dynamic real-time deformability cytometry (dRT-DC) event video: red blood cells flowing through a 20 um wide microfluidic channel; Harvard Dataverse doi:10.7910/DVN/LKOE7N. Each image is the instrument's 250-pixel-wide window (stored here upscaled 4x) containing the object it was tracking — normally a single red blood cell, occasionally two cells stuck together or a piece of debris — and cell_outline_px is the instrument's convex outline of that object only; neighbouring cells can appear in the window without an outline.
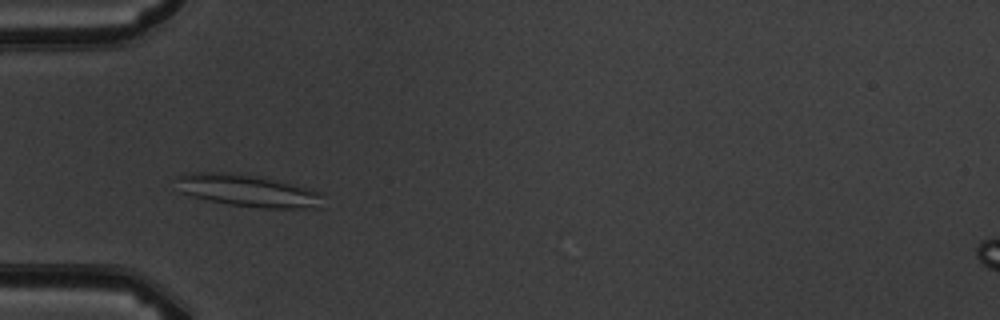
{"species": "common noctule bat (a hibernating species)", "species_latin": "Nyctalus noctula", "temperature_condition": "warm", "stored_images_in_passage": 4, "camera_frame_rate_fps": 3000, "um_per_image_px": 0.085, "animal": {"sex": "male", "body_mass_g": 19.5, "forearm_length_mm": 54.6}, "frame": {"image": 1, "passage_image": 3, "time_ms": 2.333, "image_size_px": [1000, 320], "cell_outline_px": [[324, 208], [264, 208], [228, 204], [208, 200], [192, 196], [180, 192], [172, 180], [176, 176], [184, 172], [220, 172], [252, 176], [292, 184], [324, 192]], "centroid_in_image_um": [21.05, 16.22], "position_along_channel_um": 64.0, "area_um2": 27.74}}